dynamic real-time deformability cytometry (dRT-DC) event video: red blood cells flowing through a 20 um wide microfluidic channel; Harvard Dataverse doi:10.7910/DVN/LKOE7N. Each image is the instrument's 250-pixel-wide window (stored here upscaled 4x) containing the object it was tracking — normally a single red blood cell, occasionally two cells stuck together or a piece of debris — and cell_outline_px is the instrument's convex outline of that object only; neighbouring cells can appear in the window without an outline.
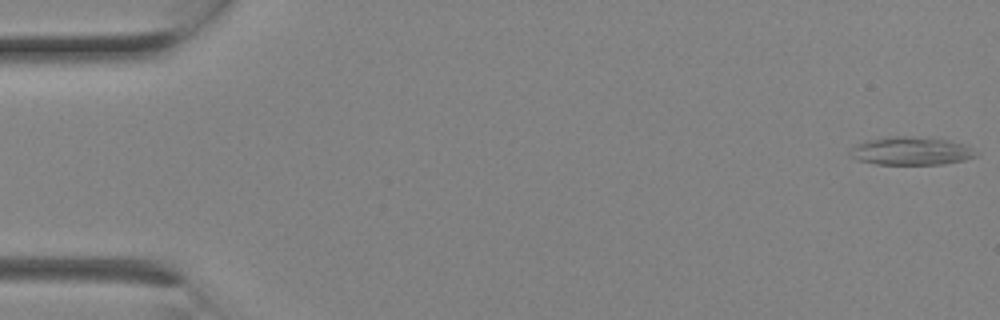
{"species": "Egyptian fruit bat (a non-hibernating species)", "species_latin": "Rousettus aegyptiacus", "temperature_condition": "room temperature", "stored_images_in_passage": 4, "camera_frame_rate_fps": 3000, "um_per_image_px": 0.085, "animal": {"sex": "female"}, "frame": {"image": 1, "passage_image": 1, "time_ms": 0.0, "image_size_px": [1000, 320], "cell_outline_px": [[980, 152], [976, 156], [964, 160], [944, 164], [876, 164], [856, 160], [848, 156], [848, 152], [856, 144], [864, 140], [884, 136], [912, 136], [948, 140], [964, 144]], "centroid_in_image_um": [77.4, 12.82], "position_along_channel_um": 7.6, "area_um2": 21.04}}